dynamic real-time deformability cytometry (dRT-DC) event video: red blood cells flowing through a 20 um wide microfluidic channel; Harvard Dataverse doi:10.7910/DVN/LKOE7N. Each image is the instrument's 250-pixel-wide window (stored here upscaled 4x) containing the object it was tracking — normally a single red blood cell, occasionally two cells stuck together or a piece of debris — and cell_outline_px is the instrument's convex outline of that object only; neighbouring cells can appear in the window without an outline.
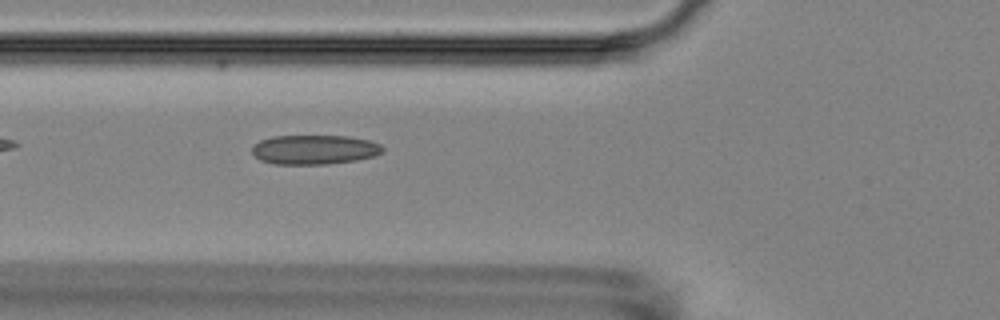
{"species": "Egyptian fruit bat (a non-hibernating species)", "species_latin": "Rousettus aegyptiacus", "temperature_condition": "room temperature", "stored_images_in_passage": 5, "camera_frame_rate_fps": 3000, "um_per_image_px": 0.085, "animal": {"sex": "female"}, "frame": {"image": 1, "passage_image": 5, "time_ms": 5.333, "image_size_px": [1000, 320], "cell_outline_px": [[384, 152], [376, 156], [356, 160], [324, 164], [272, 164], [260, 160], [252, 152], [252, 148], [260, 140], [272, 136], [348, 136], [368, 140], [380, 144], [384, 148]], "centroid_in_image_um": [26.75, 12.72], "position_along_channel_um": 99.1, "area_um2": 22.43}}